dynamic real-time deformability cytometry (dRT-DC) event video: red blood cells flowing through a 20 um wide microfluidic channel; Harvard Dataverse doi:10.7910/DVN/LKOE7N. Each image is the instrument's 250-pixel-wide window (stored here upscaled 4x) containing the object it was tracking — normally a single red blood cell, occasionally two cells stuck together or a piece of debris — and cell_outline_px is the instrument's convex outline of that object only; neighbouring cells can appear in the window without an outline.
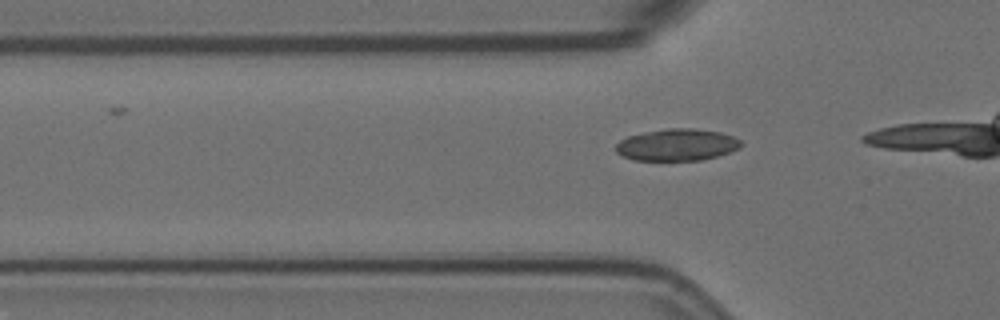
{"species": "Egyptian fruit bat (a non-hibernating species)", "species_latin": "Rousettus aegyptiacus", "temperature_condition": "room temperature", "stored_images_in_passage": 2, "camera_frame_rate_fps": 3000, "um_per_image_px": 0.085, "animal": {"sex": "female"}, "frame": {"image": 1, "passage_image": 2, "time_ms": 0.333, "image_size_px": [1000, 320], "cell_outline_px": [[744, 144], [740, 148], [716, 156], [700, 160], [632, 160], [616, 152], [616, 144], [620, 140], [628, 136], [644, 132], [664, 128], [692, 128], [720, 132], [732, 136], [740, 140]], "centroid_in_image_um": [57.54, 12.3], "position_along_channel_um": 68.3, "area_um2": 23.24}}